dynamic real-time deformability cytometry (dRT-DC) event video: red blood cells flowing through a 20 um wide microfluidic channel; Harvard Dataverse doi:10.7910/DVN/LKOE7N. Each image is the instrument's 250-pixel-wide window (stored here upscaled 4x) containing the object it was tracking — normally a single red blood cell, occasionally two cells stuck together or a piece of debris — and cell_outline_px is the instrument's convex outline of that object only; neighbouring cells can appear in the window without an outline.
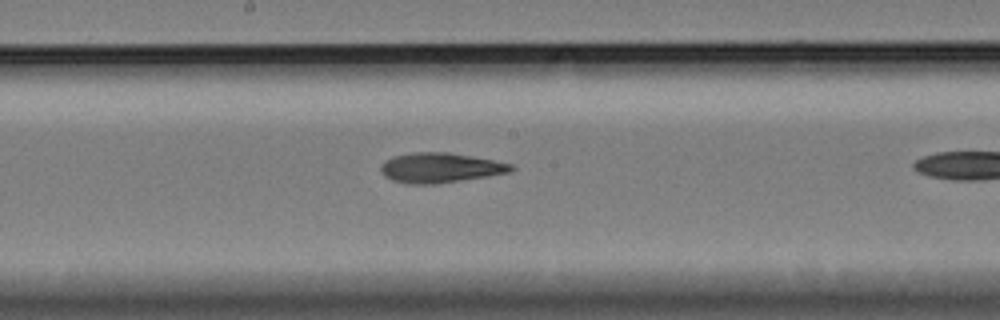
{"species": "Egyptian fruit bat (a non-hibernating species)", "species_latin": "Rousettus aegyptiacus", "temperature_condition": "cold", "stored_images_in_passage": 10, "camera_frame_rate_fps": 3000, "um_per_image_px": 0.085, "animal": {"sex": "female"}, "frame": {"image": 1, "passage_image": 9, "time_ms": 2.667, "image_size_px": [1000, 320], "cell_outline_px": [[516, 168], [508, 172], [488, 176], [436, 184], [408, 184], [392, 180], [384, 176], [380, 168], [392, 156], [412, 152], [448, 152], [472, 156], [512, 164]], "centroid_in_image_um": [37.42, 14.26], "position_along_channel_um": 210.8, "area_um2": 22.54}}